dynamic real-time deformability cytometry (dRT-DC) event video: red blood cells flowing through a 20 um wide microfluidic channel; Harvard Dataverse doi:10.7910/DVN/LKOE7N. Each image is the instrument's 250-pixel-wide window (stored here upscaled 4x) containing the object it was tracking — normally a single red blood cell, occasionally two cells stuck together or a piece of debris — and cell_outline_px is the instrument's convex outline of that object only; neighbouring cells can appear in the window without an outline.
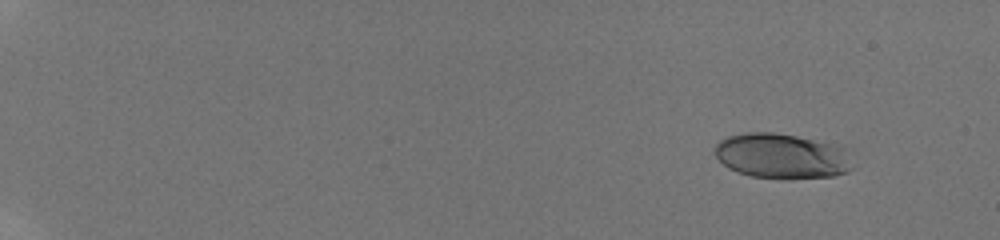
{"species": "human", "species_latin": "Homo sapiens", "temperature_condition": "room temperature", "stored_images_in_passage": 51, "camera_frame_rate_fps": 3000, "um_per_image_px": 0.085, "donor": {"sex": "male"}, "frame": {"image": 1, "passage_image": 1, "time_ms": 0.0, "image_size_px": [1000, 240], "cell_outline_px": [[856, 164], [848, 172], [836, 176], [788, 180], [780, 180], [752, 176], [728, 168], [712, 152], [716, 144], [720, 140], [728, 136], [744, 132], [772, 132], [844, 144]], "centroid_in_image_um": [66.56, 13.27], "position_along_channel_um": 18.4, "area_um2": 37.57}}
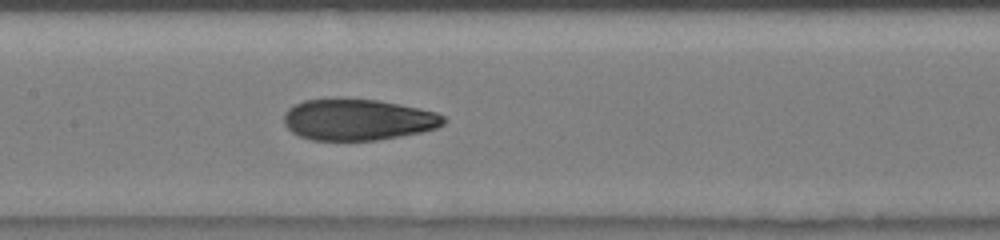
{"frame": {"image": 2, "passage_image": 27, "time_ms": 8.667, "image_size_px": [1000, 240], "cell_outline_px": [[444, 124], [436, 128], [420, 132], [400, 136], [376, 140], [312, 140], [300, 136], [292, 132], [284, 124], [284, 112], [288, 108], [304, 100], [376, 100], [436, 112], [444, 116]], "centroid_in_image_um": [30.4, 10.19], "position_along_channel_um": 177.0, "area_um2": 37.69}}
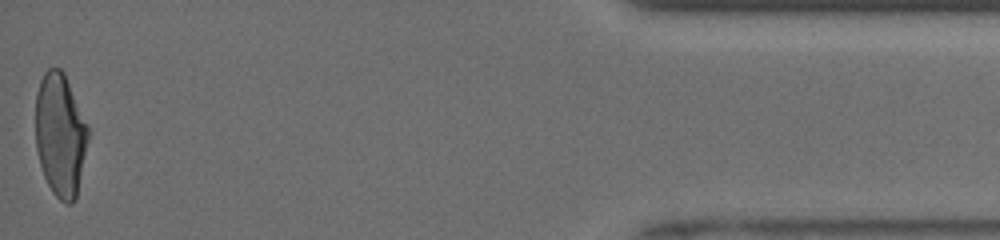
{"frame": {"image": 3, "passage_image": 51, "time_ms": 16.667, "image_size_px": [1000, 240], "cell_outline_px": [[88, 140], [76, 196], [72, 204], [68, 204], [60, 200], [52, 192], [44, 176], [40, 164], [36, 148], [36, 92], [40, 80], [44, 72], [48, 68], [60, 68], [64, 72], [88, 128]], "centroid_in_image_um": [5.1, 11.45], "position_along_channel_um": 430.1, "area_um2": 37.34}, "authors_computed_cell_mechanics": {"area_um2": 38.148, "velocity_mm_per_s": 3.9747, "shape_relaxation_time_tau1_ms": 5.0727, "shape_relaxation_time_tau2_ms": 1.2387, "deformation_change_tau1": 0.2082, "deformation_change_tau2": 0.0734}}